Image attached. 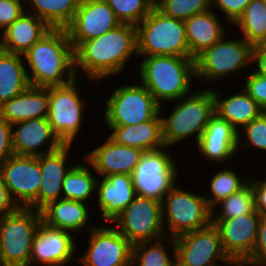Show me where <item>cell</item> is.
I'll use <instances>...</instances> for the list:
<instances>
[{
    "label": "cell",
    "mask_w": 266,
    "mask_h": 266,
    "mask_svg": "<svg viewBox=\"0 0 266 266\" xmlns=\"http://www.w3.org/2000/svg\"><path fill=\"white\" fill-rule=\"evenodd\" d=\"M0 116L11 125L32 118H48V87L30 85L0 105Z\"/></svg>",
    "instance_id": "obj_26"
},
{
    "label": "cell",
    "mask_w": 266,
    "mask_h": 266,
    "mask_svg": "<svg viewBox=\"0 0 266 266\" xmlns=\"http://www.w3.org/2000/svg\"><path fill=\"white\" fill-rule=\"evenodd\" d=\"M250 2L251 0H211V5L212 9L221 11L219 13L225 16V22L232 27Z\"/></svg>",
    "instance_id": "obj_42"
},
{
    "label": "cell",
    "mask_w": 266,
    "mask_h": 266,
    "mask_svg": "<svg viewBox=\"0 0 266 266\" xmlns=\"http://www.w3.org/2000/svg\"><path fill=\"white\" fill-rule=\"evenodd\" d=\"M242 266H266V216H261L252 256Z\"/></svg>",
    "instance_id": "obj_43"
},
{
    "label": "cell",
    "mask_w": 266,
    "mask_h": 266,
    "mask_svg": "<svg viewBox=\"0 0 266 266\" xmlns=\"http://www.w3.org/2000/svg\"><path fill=\"white\" fill-rule=\"evenodd\" d=\"M174 240L177 266H237L225 253L219 231L213 223Z\"/></svg>",
    "instance_id": "obj_12"
},
{
    "label": "cell",
    "mask_w": 266,
    "mask_h": 266,
    "mask_svg": "<svg viewBox=\"0 0 266 266\" xmlns=\"http://www.w3.org/2000/svg\"><path fill=\"white\" fill-rule=\"evenodd\" d=\"M139 57L143 59L137 70L141 84L160 105L173 103L192 93L193 79L196 80L193 58L167 55Z\"/></svg>",
    "instance_id": "obj_3"
},
{
    "label": "cell",
    "mask_w": 266,
    "mask_h": 266,
    "mask_svg": "<svg viewBox=\"0 0 266 266\" xmlns=\"http://www.w3.org/2000/svg\"><path fill=\"white\" fill-rule=\"evenodd\" d=\"M198 154L214 164L230 162L238 153V132L214 113L197 145Z\"/></svg>",
    "instance_id": "obj_21"
},
{
    "label": "cell",
    "mask_w": 266,
    "mask_h": 266,
    "mask_svg": "<svg viewBox=\"0 0 266 266\" xmlns=\"http://www.w3.org/2000/svg\"><path fill=\"white\" fill-rule=\"evenodd\" d=\"M23 57L31 86L64 85L77 77L74 48L66 29H51Z\"/></svg>",
    "instance_id": "obj_2"
},
{
    "label": "cell",
    "mask_w": 266,
    "mask_h": 266,
    "mask_svg": "<svg viewBox=\"0 0 266 266\" xmlns=\"http://www.w3.org/2000/svg\"><path fill=\"white\" fill-rule=\"evenodd\" d=\"M24 61L23 55L0 49V105L30 86Z\"/></svg>",
    "instance_id": "obj_30"
},
{
    "label": "cell",
    "mask_w": 266,
    "mask_h": 266,
    "mask_svg": "<svg viewBox=\"0 0 266 266\" xmlns=\"http://www.w3.org/2000/svg\"><path fill=\"white\" fill-rule=\"evenodd\" d=\"M252 63L256 64L254 72L266 76V48L263 46L254 47Z\"/></svg>",
    "instance_id": "obj_47"
},
{
    "label": "cell",
    "mask_w": 266,
    "mask_h": 266,
    "mask_svg": "<svg viewBox=\"0 0 266 266\" xmlns=\"http://www.w3.org/2000/svg\"><path fill=\"white\" fill-rule=\"evenodd\" d=\"M81 0H25L29 12L51 29H66L72 22Z\"/></svg>",
    "instance_id": "obj_32"
},
{
    "label": "cell",
    "mask_w": 266,
    "mask_h": 266,
    "mask_svg": "<svg viewBox=\"0 0 266 266\" xmlns=\"http://www.w3.org/2000/svg\"><path fill=\"white\" fill-rule=\"evenodd\" d=\"M111 223L132 245L166 236L161 202L152 198L136 195L132 203Z\"/></svg>",
    "instance_id": "obj_13"
},
{
    "label": "cell",
    "mask_w": 266,
    "mask_h": 266,
    "mask_svg": "<svg viewBox=\"0 0 266 266\" xmlns=\"http://www.w3.org/2000/svg\"><path fill=\"white\" fill-rule=\"evenodd\" d=\"M120 24L105 0H81L66 31L75 50L82 42L97 38Z\"/></svg>",
    "instance_id": "obj_17"
},
{
    "label": "cell",
    "mask_w": 266,
    "mask_h": 266,
    "mask_svg": "<svg viewBox=\"0 0 266 266\" xmlns=\"http://www.w3.org/2000/svg\"><path fill=\"white\" fill-rule=\"evenodd\" d=\"M134 55H138L136 26L120 24L97 38L82 42L74 50L75 73L78 77L81 69L80 73L88 80L101 84L103 79L121 75Z\"/></svg>",
    "instance_id": "obj_1"
},
{
    "label": "cell",
    "mask_w": 266,
    "mask_h": 266,
    "mask_svg": "<svg viewBox=\"0 0 266 266\" xmlns=\"http://www.w3.org/2000/svg\"><path fill=\"white\" fill-rule=\"evenodd\" d=\"M14 155L12 146V126L0 116V163Z\"/></svg>",
    "instance_id": "obj_44"
},
{
    "label": "cell",
    "mask_w": 266,
    "mask_h": 266,
    "mask_svg": "<svg viewBox=\"0 0 266 266\" xmlns=\"http://www.w3.org/2000/svg\"><path fill=\"white\" fill-rule=\"evenodd\" d=\"M155 7L164 15L183 21L212 9L211 0H155Z\"/></svg>",
    "instance_id": "obj_38"
},
{
    "label": "cell",
    "mask_w": 266,
    "mask_h": 266,
    "mask_svg": "<svg viewBox=\"0 0 266 266\" xmlns=\"http://www.w3.org/2000/svg\"><path fill=\"white\" fill-rule=\"evenodd\" d=\"M89 210L84 202L61 198L48 203L40 212L46 225L80 234L91 220Z\"/></svg>",
    "instance_id": "obj_28"
},
{
    "label": "cell",
    "mask_w": 266,
    "mask_h": 266,
    "mask_svg": "<svg viewBox=\"0 0 266 266\" xmlns=\"http://www.w3.org/2000/svg\"><path fill=\"white\" fill-rule=\"evenodd\" d=\"M74 233L52 228L41 222L34 237L31 250L30 266H66L69 262H77Z\"/></svg>",
    "instance_id": "obj_18"
},
{
    "label": "cell",
    "mask_w": 266,
    "mask_h": 266,
    "mask_svg": "<svg viewBox=\"0 0 266 266\" xmlns=\"http://www.w3.org/2000/svg\"><path fill=\"white\" fill-rule=\"evenodd\" d=\"M244 77L243 89L266 112V76L250 70Z\"/></svg>",
    "instance_id": "obj_40"
},
{
    "label": "cell",
    "mask_w": 266,
    "mask_h": 266,
    "mask_svg": "<svg viewBox=\"0 0 266 266\" xmlns=\"http://www.w3.org/2000/svg\"><path fill=\"white\" fill-rule=\"evenodd\" d=\"M41 222V212L29 207H18L0 217V251L6 266H30L32 244Z\"/></svg>",
    "instance_id": "obj_7"
},
{
    "label": "cell",
    "mask_w": 266,
    "mask_h": 266,
    "mask_svg": "<svg viewBox=\"0 0 266 266\" xmlns=\"http://www.w3.org/2000/svg\"><path fill=\"white\" fill-rule=\"evenodd\" d=\"M27 12L1 32L0 49L23 55L51 30L43 20Z\"/></svg>",
    "instance_id": "obj_25"
},
{
    "label": "cell",
    "mask_w": 266,
    "mask_h": 266,
    "mask_svg": "<svg viewBox=\"0 0 266 266\" xmlns=\"http://www.w3.org/2000/svg\"><path fill=\"white\" fill-rule=\"evenodd\" d=\"M174 101L178 103L167 117L163 116L165 105H160L159 114L165 147L176 146L189 137L191 139L192 136V140L195 137L194 145H197L210 117L215 113L212 88L197 91L194 89L191 94Z\"/></svg>",
    "instance_id": "obj_4"
},
{
    "label": "cell",
    "mask_w": 266,
    "mask_h": 266,
    "mask_svg": "<svg viewBox=\"0 0 266 266\" xmlns=\"http://www.w3.org/2000/svg\"><path fill=\"white\" fill-rule=\"evenodd\" d=\"M24 5L25 0H0V33L28 10Z\"/></svg>",
    "instance_id": "obj_41"
},
{
    "label": "cell",
    "mask_w": 266,
    "mask_h": 266,
    "mask_svg": "<svg viewBox=\"0 0 266 266\" xmlns=\"http://www.w3.org/2000/svg\"><path fill=\"white\" fill-rule=\"evenodd\" d=\"M244 131V133H243ZM245 137H241V135ZM243 138V139H242ZM244 140V142L242 141ZM242 141V143H241ZM243 144V145H242ZM254 148L266 152V112L247 124L242 132L238 133V151ZM266 154V153H265Z\"/></svg>",
    "instance_id": "obj_39"
},
{
    "label": "cell",
    "mask_w": 266,
    "mask_h": 266,
    "mask_svg": "<svg viewBox=\"0 0 266 266\" xmlns=\"http://www.w3.org/2000/svg\"><path fill=\"white\" fill-rule=\"evenodd\" d=\"M166 242H170L168 246L173 253H169ZM132 266H177L174 238L165 236L156 241L132 245Z\"/></svg>",
    "instance_id": "obj_33"
},
{
    "label": "cell",
    "mask_w": 266,
    "mask_h": 266,
    "mask_svg": "<svg viewBox=\"0 0 266 266\" xmlns=\"http://www.w3.org/2000/svg\"><path fill=\"white\" fill-rule=\"evenodd\" d=\"M111 139L121 145L142 149L145 152L159 150L165 147L162 139L161 117L137 125L106 126Z\"/></svg>",
    "instance_id": "obj_29"
},
{
    "label": "cell",
    "mask_w": 266,
    "mask_h": 266,
    "mask_svg": "<svg viewBox=\"0 0 266 266\" xmlns=\"http://www.w3.org/2000/svg\"><path fill=\"white\" fill-rule=\"evenodd\" d=\"M212 92L215 113L231 124L238 133L264 112L243 87L237 93L229 94L226 98H223L222 95L220 96L218 90L216 91L213 87Z\"/></svg>",
    "instance_id": "obj_27"
},
{
    "label": "cell",
    "mask_w": 266,
    "mask_h": 266,
    "mask_svg": "<svg viewBox=\"0 0 266 266\" xmlns=\"http://www.w3.org/2000/svg\"><path fill=\"white\" fill-rule=\"evenodd\" d=\"M18 208L9 195L8 189L0 174V217L15 211Z\"/></svg>",
    "instance_id": "obj_46"
},
{
    "label": "cell",
    "mask_w": 266,
    "mask_h": 266,
    "mask_svg": "<svg viewBox=\"0 0 266 266\" xmlns=\"http://www.w3.org/2000/svg\"><path fill=\"white\" fill-rule=\"evenodd\" d=\"M224 36L212 47L195 59L196 79L207 82H220L233 74L252 66L254 46L244 38ZM246 68V69H245Z\"/></svg>",
    "instance_id": "obj_8"
},
{
    "label": "cell",
    "mask_w": 266,
    "mask_h": 266,
    "mask_svg": "<svg viewBox=\"0 0 266 266\" xmlns=\"http://www.w3.org/2000/svg\"><path fill=\"white\" fill-rule=\"evenodd\" d=\"M105 100L107 126L137 125L155 118L160 111V104L143 84L118 86Z\"/></svg>",
    "instance_id": "obj_10"
},
{
    "label": "cell",
    "mask_w": 266,
    "mask_h": 266,
    "mask_svg": "<svg viewBox=\"0 0 266 266\" xmlns=\"http://www.w3.org/2000/svg\"><path fill=\"white\" fill-rule=\"evenodd\" d=\"M136 29L137 56L189 57L183 20L168 17L154 7Z\"/></svg>",
    "instance_id": "obj_5"
},
{
    "label": "cell",
    "mask_w": 266,
    "mask_h": 266,
    "mask_svg": "<svg viewBox=\"0 0 266 266\" xmlns=\"http://www.w3.org/2000/svg\"><path fill=\"white\" fill-rule=\"evenodd\" d=\"M90 225L88 245L77 263L82 266H132V244L110 223Z\"/></svg>",
    "instance_id": "obj_15"
},
{
    "label": "cell",
    "mask_w": 266,
    "mask_h": 266,
    "mask_svg": "<svg viewBox=\"0 0 266 266\" xmlns=\"http://www.w3.org/2000/svg\"><path fill=\"white\" fill-rule=\"evenodd\" d=\"M82 80L78 76L67 84L48 87V121L63 145L75 144L84 122L87 105L80 95Z\"/></svg>",
    "instance_id": "obj_9"
},
{
    "label": "cell",
    "mask_w": 266,
    "mask_h": 266,
    "mask_svg": "<svg viewBox=\"0 0 266 266\" xmlns=\"http://www.w3.org/2000/svg\"><path fill=\"white\" fill-rule=\"evenodd\" d=\"M260 219L257 211L229 219H212L225 253L237 266H242L252 256Z\"/></svg>",
    "instance_id": "obj_16"
},
{
    "label": "cell",
    "mask_w": 266,
    "mask_h": 266,
    "mask_svg": "<svg viewBox=\"0 0 266 266\" xmlns=\"http://www.w3.org/2000/svg\"><path fill=\"white\" fill-rule=\"evenodd\" d=\"M144 153L142 149L118 144L108 136L84 158L92 165L94 175L107 177L111 174L131 175Z\"/></svg>",
    "instance_id": "obj_20"
},
{
    "label": "cell",
    "mask_w": 266,
    "mask_h": 266,
    "mask_svg": "<svg viewBox=\"0 0 266 266\" xmlns=\"http://www.w3.org/2000/svg\"><path fill=\"white\" fill-rule=\"evenodd\" d=\"M0 174L10 197L18 207L38 210V193L42 183L39 156L14 154L0 163Z\"/></svg>",
    "instance_id": "obj_14"
},
{
    "label": "cell",
    "mask_w": 266,
    "mask_h": 266,
    "mask_svg": "<svg viewBox=\"0 0 266 266\" xmlns=\"http://www.w3.org/2000/svg\"><path fill=\"white\" fill-rule=\"evenodd\" d=\"M217 12L210 9L184 21L189 57L194 60L227 34L222 23L224 21L222 18L220 20Z\"/></svg>",
    "instance_id": "obj_24"
},
{
    "label": "cell",
    "mask_w": 266,
    "mask_h": 266,
    "mask_svg": "<svg viewBox=\"0 0 266 266\" xmlns=\"http://www.w3.org/2000/svg\"><path fill=\"white\" fill-rule=\"evenodd\" d=\"M83 162L75 163L63 180L62 198L86 203L96 196L97 178L93 175L92 165L83 157ZM94 194V195H93ZM93 195V196H92Z\"/></svg>",
    "instance_id": "obj_31"
},
{
    "label": "cell",
    "mask_w": 266,
    "mask_h": 266,
    "mask_svg": "<svg viewBox=\"0 0 266 266\" xmlns=\"http://www.w3.org/2000/svg\"><path fill=\"white\" fill-rule=\"evenodd\" d=\"M249 181L255 194V209L260 216H266V179H255L250 175Z\"/></svg>",
    "instance_id": "obj_45"
},
{
    "label": "cell",
    "mask_w": 266,
    "mask_h": 266,
    "mask_svg": "<svg viewBox=\"0 0 266 266\" xmlns=\"http://www.w3.org/2000/svg\"><path fill=\"white\" fill-rule=\"evenodd\" d=\"M238 28L249 44L263 46L266 42V5L262 0H251L243 14L232 25Z\"/></svg>",
    "instance_id": "obj_34"
},
{
    "label": "cell",
    "mask_w": 266,
    "mask_h": 266,
    "mask_svg": "<svg viewBox=\"0 0 266 266\" xmlns=\"http://www.w3.org/2000/svg\"><path fill=\"white\" fill-rule=\"evenodd\" d=\"M72 145H62L58 150L39 156L42 183L38 193V210L48 203L62 198L63 180L75 165L70 157ZM68 160H73L68 162ZM73 162V164H70ZM70 164V165H69Z\"/></svg>",
    "instance_id": "obj_22"
},
{
    "label": "cell",
    "mask_w": 266,
    "mask_h": 266,
    "mask_svg": "<svg viewBox=\"0 0 266 266\" xmlns=\"http://www.w3.org/2000/svg\"><path fill=\"white\" fill-rule=\"evenodd\" d=\"M0 266H6L2 260V257H1V251H0Z\"/></svg>",
    "instance_id": "obj_48"
},
{
    "label": "cell",
    "mask_w": 266,
    "mask_h": 266,
    "mask_svg": "<svg viewBox=\"0 0 266 266\" xmlns=\"http://www.w3.org/2000/svg\"><path fill=\"white\" fill-rule=\"evenodd\" d=\"M121 24L137 26L155 7V0H105Z\"/></svg>",
    "instance_id": "obj_37"
},
{
    "label": "cell",
    "mask_w": 266,
    "mask_h": 266,
    "mask_svg": "<svg viewBox=\"0 0 266 266\" xmlns=\"http://www.w3.org/2000/svg\"><path fill=\"white\" fill-rule=\"evenodd\" d=\"M162 223L166 236L176 238L212 223V209L204 195H198L177 184L161 202Z\"/></svg>",
    "instance_id": "obj_6"
},
{
    "label": "cell",
    "mask_w": 266,
    "mask_h": 266,
    "mask_svg": "<svg viewBox=\"0 0 266 266\" xmlns=\"http://www.w3.org/2000/svg\"><path fill=\"white\" fill-rule=\"evenodd\" d=\"M217 170V173L212 174L211 181H209V189L210 191L207 196L204 194L205 199L209 207L212 209L215 207L217 203L231 194L236 193L241 188H243L248 182L249 177L244 175L240 177L236 171L230 167H225L224 169ZM248 178V179H247Z\"/></svg>",
    "instance_id": "obj_35"
},
{
    "label": "cell",
    "mask_w": 266,
    "mask_h": 266,
    "mask_svg": "<svg viewBox=\"0 0 266 266\" xmlns=\"http://www.w3.org/2000/svg\"><path fill=\"white\" fill-rule=\"evenodd\" d=\"M167 148L145 152L132 172L135 193L162 202L178 183V165ZM177 165V166H176Z\"/></svg>",
    "instance_id": "obj_11"
},
{
    "label": "cell",
    "mask_w": 266,
    "mask_h": 266,
    "mask_svg": "<svg viewBox=\"0 0 266 266\" xmlns=\"http://www.w3.org/2000/svg\"><path fill=\"white\" fill-rule=\"evenodd\" d=\"M11 126L12 146L15 155L38 157L54 152L63 145L53 133L48 118H32ZM44 145L48 146L45 147ZM42 147L46 150L42 151Z\"/></svg>",
    "instance_id": "obj_19"
},
{
    "label": "cell",
    "mask_w": 266,
    "mask_h": 266,
    "mask_svg": "<svg viewBox=\"0 0 266 266\" xmlns=\"http://www.w3.org/2000/svg\"><path fill=\"white\" fill-rule=\"evenodd\" d=\"M97 181L96 199L101 214L107 223L114 221L136 196L132 176L111 174Z\"/></svg>",
    "instance_id": "obj_23"
},
{
    "label": "cell",
    "mask_w": 266,
    "mask_h": 266,
    "mask_svg": "<svg viewBox=\"0 0 266 266\" xmlns=\"http://www.w3.org/2000/svg\"><path fill=\"white\" fill-rule=\"evenodd\" d=\"M252 211H256L255 194L249 181L239 191L221 200L212 208V219H229L249 214Z\"/></svg>",
    "instance_id": "obj_36"
}]
</instances>
